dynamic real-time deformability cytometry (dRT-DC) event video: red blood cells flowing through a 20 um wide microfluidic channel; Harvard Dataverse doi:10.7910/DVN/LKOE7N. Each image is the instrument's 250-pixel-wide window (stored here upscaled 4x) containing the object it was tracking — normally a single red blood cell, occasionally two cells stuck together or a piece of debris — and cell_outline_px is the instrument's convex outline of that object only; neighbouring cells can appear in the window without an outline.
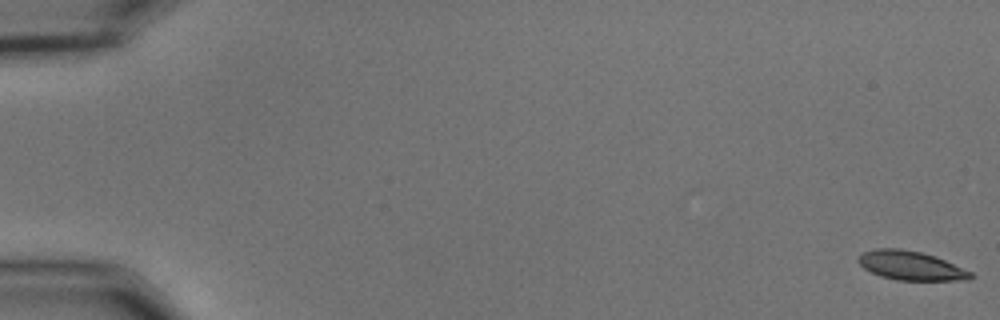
{"species": "common noctule bat (a hibernating species)", "species_latin": "Nyctalus noctula", "temperature_condition": "cold", "stored_images_in_passage": 35, "camera_frame_rate_fps": 3000, "um_per_image_px": 0.085, "animal": {"sex": "male", "body_mass_g": 15.6}, "frame": {"image": 1, "passage_image": 1, "time_ms": 0.0, "image_size_px": [1000, 320], "cell_outline_px": [[972, 276], [968, 280], [896, 280], [880, 276], [864, 268], [856, 260], [860, 252], [876, 248], [900, 248], [920, 252], [936, 256], [972, 272]], "centroid_in_image_um": [77.37, 22.56], "position_along_channel_um": 7.6, "area_um2": 19.07}}
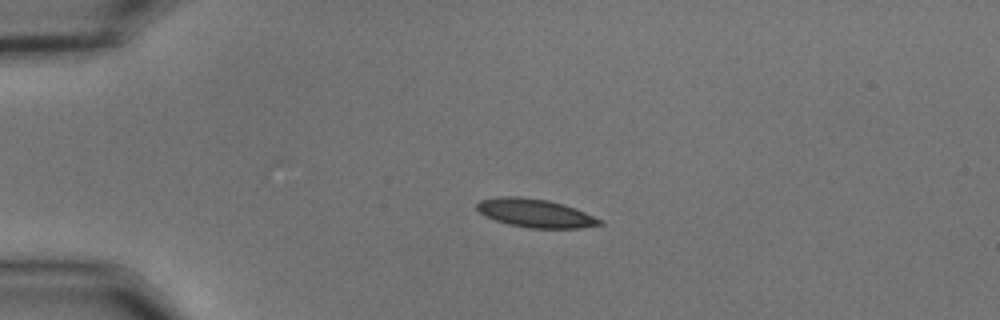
{"frame": {"image": 2, "passage_image": 14, "time_ms": 4.333, "image_size_px": [1000, 320], "cell_outline_px": [[604, 224], [580, 228], [528, 228], [508, 224], [496, 220], [480, 212], [476, 208], [476, 204], [480, 200], [500, 196], [520, 196], [548, 200], [564, 204], [604, 220]], "centroid_in_image_um": [45.52, 18.11], "position_along_channel_um": 39.5, "area_um2": 20.35}}
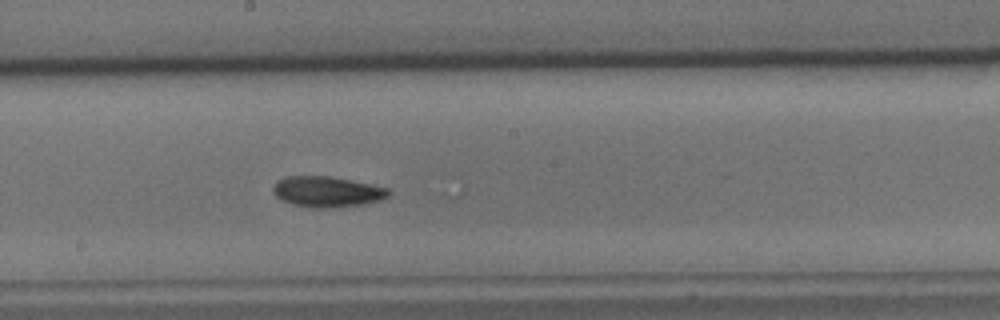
{"frame": {"image": 3, "passage_image": 32, "time_ms": 10.333, "image_size_px": [1000, 320], "cell_outline_px": [[388, 196], [380, 200], [364, 204], [328, 208], [312, 208], [292, 204], [276, 196], [272, 192], [272, 188], [280, 180], [288, 176], [328, 176], [388, 188]], "centroid_in_image_um": [27.78, 16.31], "position_along_channel_um": 220.4, "area_um2": 20.23}}